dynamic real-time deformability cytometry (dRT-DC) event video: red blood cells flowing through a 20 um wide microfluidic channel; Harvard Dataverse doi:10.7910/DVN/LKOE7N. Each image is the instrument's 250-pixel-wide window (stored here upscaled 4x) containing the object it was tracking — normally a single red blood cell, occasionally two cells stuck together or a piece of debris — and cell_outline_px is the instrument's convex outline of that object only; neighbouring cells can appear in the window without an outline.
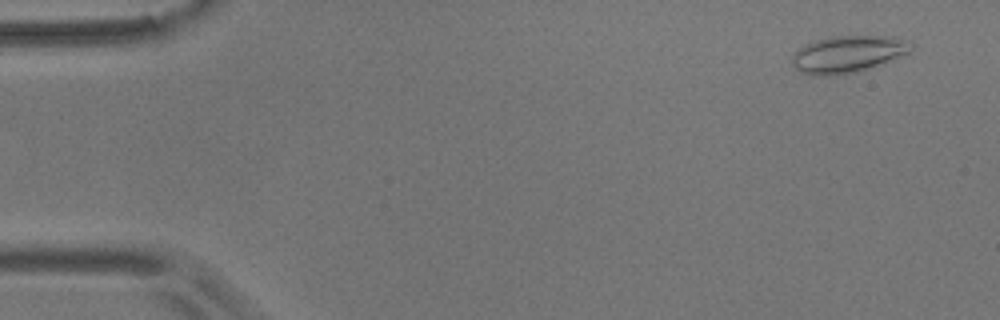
{"species": "common noctule bat (a hibernating species)", "species_latin": "Nyctalus noctula", "temperature_condition": "room temperature", "stored_images_in_passage": 56, "camera_frame_rate_fps": 3000, "um_per_image_px": 0.085, "animal": {"sex": "male", "body_mass_g": 17.9}, "frame": {"image": 1, "passage_image": 4, "time_ms": 1.0, "image_size_px": [1000, 320], "cell_outline_px": [[912, 48], [908, 52], [868, 68], [856, 72], [836, 76], [808, 76], [800, 72], [792, 64], [792, 56], [800, 48], [816, 40], [832, 36], [892, 36], [908, 40]], "centroid_in_image_um": [72.01, 4.61], "position_along_channel_um": 13.0, "area_um2": 25.37}}
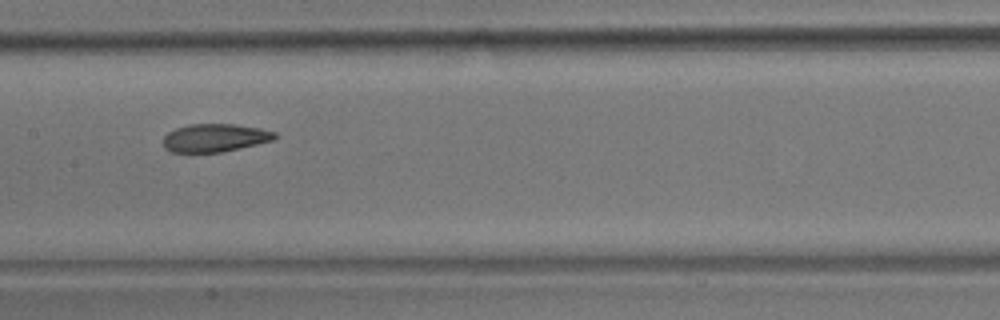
{"frame": {"image": 2, "passage_image": 28, "time_ms": 9.0, "image_size_px": [1000, 320], "cell_outline_px": [[280, 136], [276, 140], [220, 152], [172, 152], [164, 148], [164, 136], [168, 132], [176, 128], [188, 124], [236, 124], [260, 128], [276, 132]], "centroid_in_image_um": [18.31, 11.7], "position_along_channel_um": 189.1, "area_um2": 18.38}}
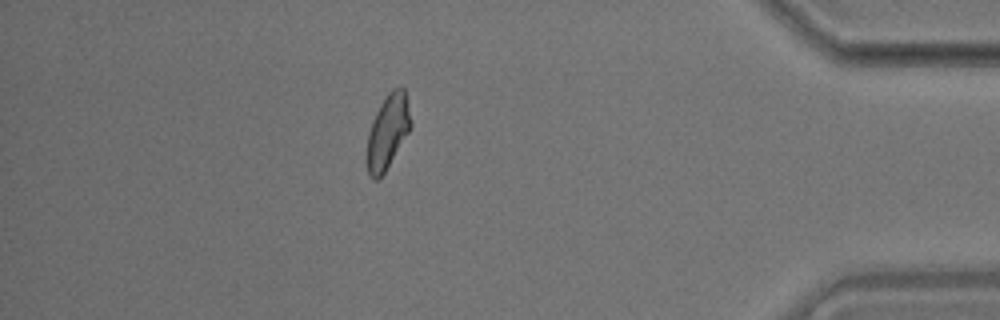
{"frame": {"image": 3, "passage_image": 49, "time_ms": 16.0, "image_size_px": [1000, 320], "cell_outline_px": [[412, 124], [408, 132], [384, 172], [376, 180], [372, 180], [368, 172], [364, 160], [368, 132], [372, 120], [380, 104], [388, 92], [392, 88], [404, 88], [408, 104]], "centroid_in_image_um": [32.9, 11.21], "position_along_channel_um": 402.3, "area_um2": 19.02}, "authors_computed_cell_mechanics": {"area_um2": 19.363, "velocity_mm_per_s": 3.6433, "shape_relaxation_time_tau1_ms": 6.981, "shape_relaxation_time_tau2_ms": 2.3819, "deformation_change_tau1": 0.1458, "deformation_change_tau2": 0.0857}}